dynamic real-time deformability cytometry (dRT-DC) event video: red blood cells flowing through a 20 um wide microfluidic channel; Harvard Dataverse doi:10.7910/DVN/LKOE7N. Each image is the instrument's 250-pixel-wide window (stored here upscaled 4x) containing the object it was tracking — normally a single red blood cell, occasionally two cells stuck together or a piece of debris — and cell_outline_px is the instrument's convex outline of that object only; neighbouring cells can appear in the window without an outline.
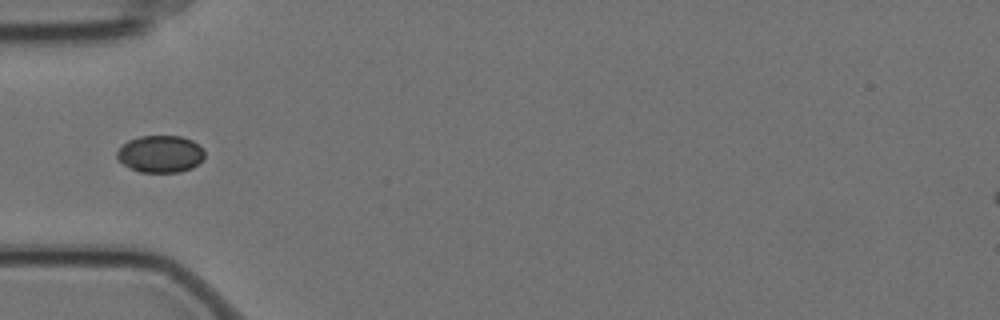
{"species": "Egyptian fruit bat (a non-hibernating species)", "species_latin": "Rousettus aegyptiacus", "temperature_condition": "cold", "stored_images_in_passage": 6, "camera_frame_rate_fps": 3000, "um_per_image_px": 0.085, "animal": {"sex": "female"}, "frame": {"image": 1, "passage_image": 6, "time_ms": 1.667, "image_size_px": [1000, 320], "cell_outline_px": [[204, 156], [192, 168], [180, 172], [140, 172], [124, 164], [116, 156], [116, 152], [128, 140], [140, 136], [180, 136], [192, 140], [204, 148]], "centroid_in_image_um": [13.65, 13.08], "position_along_channel_um": 71.4, "area_um2": 18.79}}